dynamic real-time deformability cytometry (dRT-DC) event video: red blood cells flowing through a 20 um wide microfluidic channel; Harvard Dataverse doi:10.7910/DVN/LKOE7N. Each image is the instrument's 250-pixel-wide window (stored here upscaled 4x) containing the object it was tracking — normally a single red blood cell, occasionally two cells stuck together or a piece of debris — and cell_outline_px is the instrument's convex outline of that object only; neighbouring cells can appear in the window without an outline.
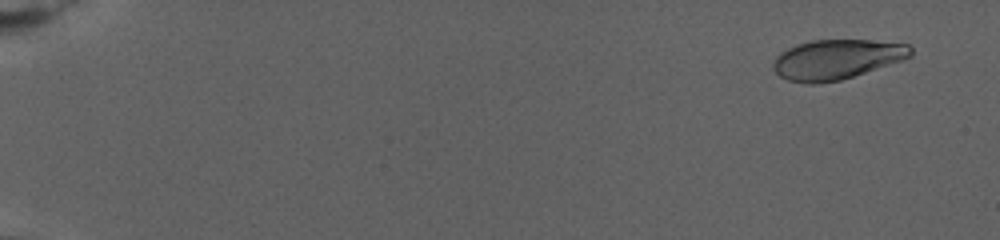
{"species": "human", "species_latin": "Homo sapiens", "temperature_condition": "warm", "stored_images_in_passage": 61, "camera_frame_rate_fps": 3000, "um_per_image_px": 0.085, "donor": {"sex": "female"}, "frame": {"image": 1, "passage_image": 12, "time_ms": 1.667, "image_size_px": [1000, 240], "cell_outline_px": [[912, 56], [904, 60], [840, 80], [820, 84], [808, 84], [788, 80], [780, 76], [772, 68], [772, 64], [776, 56], [780, 52], [796, 44], [812, 40], [868, 40], [908, 44], [912, 48]], "centroid_in_image_um": [71.1, 5.05], "position_along_channel_um": 13.9, "area_um2": 32.02}}
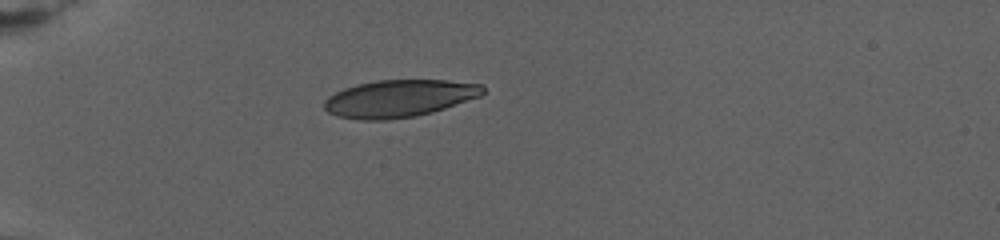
{"frame": {"image": 2, "passage_image": 54, "time_ms": 8.667, "image_size_px": [1000, 240], "cell_outline_px": [[484, 92], [480, 96], [432, 112], [416, 116], [384, 120], [360, 120], [336, 116], [328, 112], [324, 108], [324, 100], [328, 96], [344, 88], [356, 84], [376, 80], [448, 80], [480, 84], [484, 88]], "centroid_in_image_um": [33.89, 8.37], "position_along_channel_um": 51.1, "area_um2": 34.45}}